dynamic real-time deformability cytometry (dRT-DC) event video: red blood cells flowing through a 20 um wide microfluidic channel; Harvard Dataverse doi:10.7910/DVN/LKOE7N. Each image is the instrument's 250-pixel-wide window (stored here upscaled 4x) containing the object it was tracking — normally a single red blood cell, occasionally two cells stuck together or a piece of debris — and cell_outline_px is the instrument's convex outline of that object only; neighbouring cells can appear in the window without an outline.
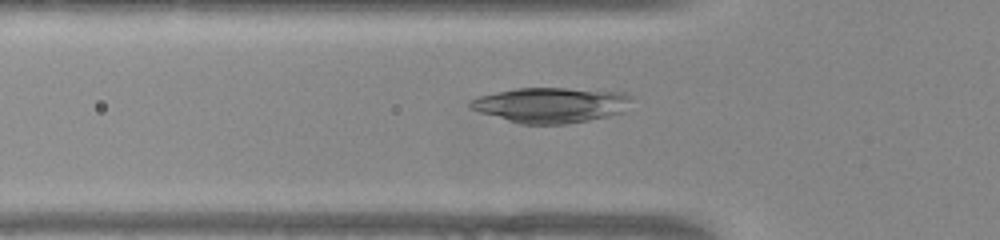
{"species": "common noctule bat (a hibernating species)", "species_latin": "Nyctalus noctula", "temperature_condition": "warm", "stored_images_in_passage": 51, "camera_frame_rate_fps": 3000, "um_per_image_px": 0.085, "animal": {"sex": "female", "body_mass_g": 22.0, "forearm_length_mm": 56.7}, "frame": {"image": 1, "passage_image": 16, "time_ms": 5.0, "image_size_px": [1000, 240], "cell_outline_px": [[632, 96], [624, 112], [608, 116], [588, 120], [564, 124], [520, 124], [480, 112], [468, 108], [468, 100], [480, 96], [496, 92], [516, 88], [568, 88], [624, 92]], "centroid_in_image_um": [46.81, 8.92], "position_along_channel_um": 79.0, "area_um2": 33.18}}
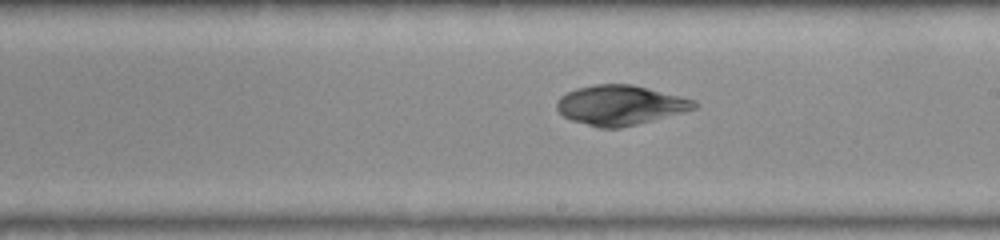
{"frame": {"image": 2, "passage_image": 28, "time_ms": 9.0, "image_size_px": [1000, 240], "cell_outline_px": [[696, 108], [652, 120], [620, 128], [600, 128], [572, 120], [564, 116], [556, 108], [556, 100], [560, 96], [576, 88], [596, 84], [632, 84], [696, 100]], "centroid_in_image_um": [52.68, 8.93], "position_along_channel_um": 236.3, "area_um2": 31.5}}
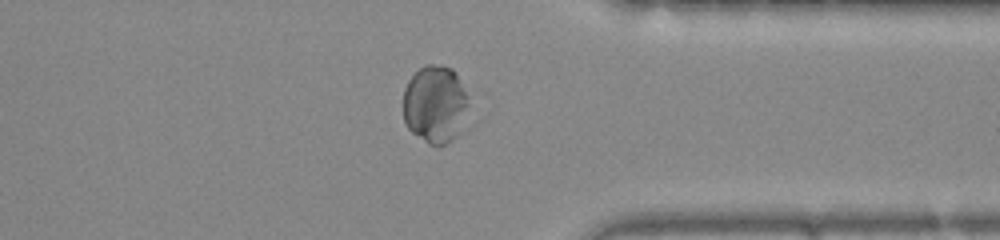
{"frame": {"image": 3, "passage_image": 39, "time_ms": 12.667, "image_size_px": [1000, 240], "cell_outline_px": [[468, 104], [460, 132], [452, 140], [436, 148], [428, 144], [412, 132], [408, 128], [404, 120], [404, 88], [408, 80], [424, 64], [432, 64], [452, 68], [456, 72], [468, 92]], "centroid_in_image_um": [36.99, 8.86], "position_along_channel_um": 374.4, "area_um2": 29.94}}